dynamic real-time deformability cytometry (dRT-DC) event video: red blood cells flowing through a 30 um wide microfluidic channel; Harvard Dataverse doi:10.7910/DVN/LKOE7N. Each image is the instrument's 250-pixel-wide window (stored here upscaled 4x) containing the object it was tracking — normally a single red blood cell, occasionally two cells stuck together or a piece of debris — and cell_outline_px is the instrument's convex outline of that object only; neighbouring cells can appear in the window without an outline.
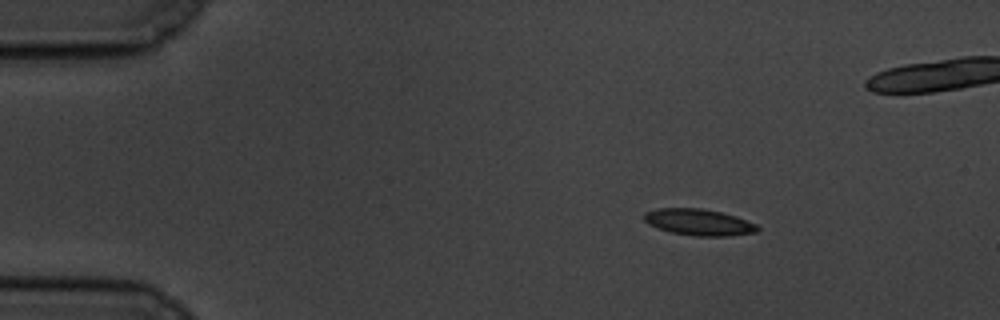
{"species": "common noctule bat (a hibernating species)", "species_latin": "Nyctalus noctula", "temperature_condition": "cold", "stored_images_in_passage": 51, "camera_frame_rate_fps": 3000, "um_per_image_px": 0.085, "animal": {"sex": "male", "body_mass_g": 19.5, "forearm_length_mm": 54.6}, "frame": {"image": 1, "passage_image": 1, "time_ms": 0.0, "image_size_px": [1000, 320], "cell_outline_px": [[760, 228], [756, 232], [728, 236], [696, 236], [672, 232], [648, 224], [644, 220], [644, 212], [656, 208], [700, 208], [720, 212], [736, 216], [756, 224]], "centroid_in_image_um": [59.39, 18.88], "position_along_channel_um": 25.6, "area_um2": 17.34}}
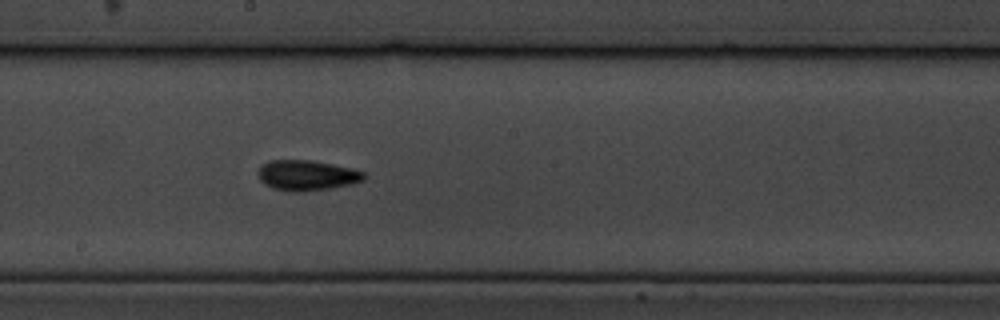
{"frame": {"image": 2, "passage_image": 24, "time_ms": 7.667, "image_size_px": [1000, 320], "cell_outline_px": [[364, 180], [352, 184], [304, 192], [288, 192], [272, 188], [264, 184], [260, 180], [256, 172], [260, 164], [268, 160], [308, 160], [332, 164], [364, 172]], "centroid_in_image_um": [25.99, 14.91], "position_along_channel_um": 222.2, "area_um2": 18.84}}
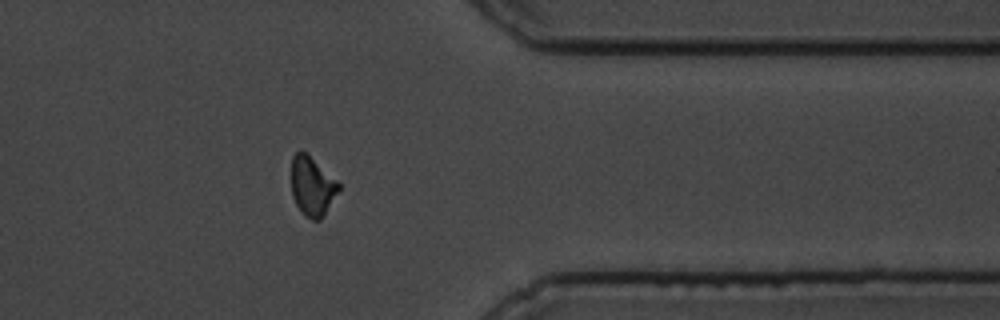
{"frame": {"image": 3, "passage_image": 39, "time_ms": 12.667, "image_size_px": [1000, 320], "cell_outline_px": [[340, 188], [320, 220], [312, 220], [304, 216], [300, 212], [292, 196], [292, 156], [296, 152], [304, 152], [336, 180], [340, 184]], "centroid_in_image_um": [26.51, 15.87], "position_along_channel_um": 384.9, "area_um2": 15.9}, "authors_computed_cell_mechanics": {"area_um2": 17.051, "velocity_mm_per_s": 3.4827, "shape_relaxation_time_tau1_ms": 6.253, "shape_relaxation_time_tau2_ms": 5.3366, "deformation_change_tau1": 0.1553, "deformation_change_tau2": 0.0954}}